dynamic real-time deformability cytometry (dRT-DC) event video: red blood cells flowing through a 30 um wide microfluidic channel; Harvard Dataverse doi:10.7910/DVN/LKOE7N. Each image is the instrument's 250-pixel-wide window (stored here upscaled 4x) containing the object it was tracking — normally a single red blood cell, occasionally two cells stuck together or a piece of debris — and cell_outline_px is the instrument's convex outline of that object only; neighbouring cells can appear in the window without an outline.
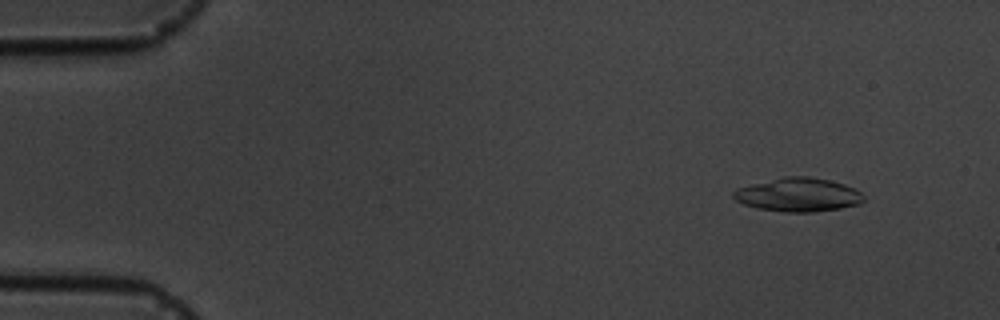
{"species": "common noctule bat (a hibernating species)", "species_latin": "Nyctalus noctula", "temperature_condition": "cold", "stored_images_in_passage": 5, "camera_frame_rate_fps": 3000, "um_per_image_px": 0.085, "animal": {"sex": "male", "body_mass_g": 19.5, "forearm_length_mm": 54.6}, "frame": {"image": 1, "passage_image": 2, "time_ms": 1.0, "image_size_px": [1000, 320], "cell_outline_px": [[864, 200], [860, 204], [840, 208], [812, 212], [784, 212], [756, 208], [744, 204], [736, 200], [732, 196], [732, 192], [736, 188], [784, 176], [808, 176], [828, 180], [844, 184], [856, 188], [864, 196]], "centroid_in_image_um": [67.85, 16.55], "position_along_channel_um": 17.2, "area_um2": 25.61}}
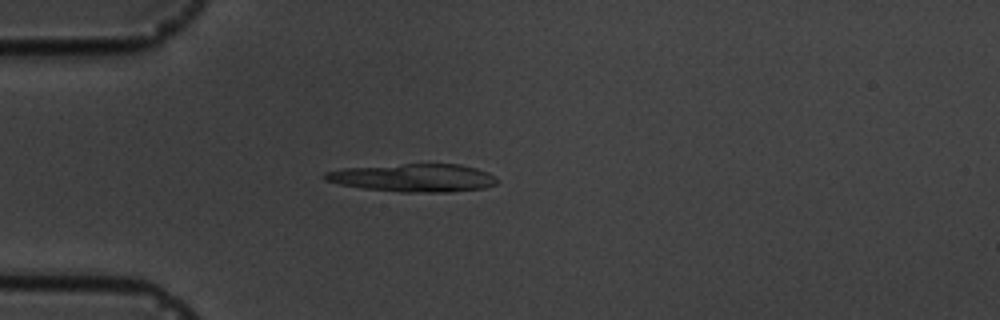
{"frame": {"image": 2, "passage_image": 5, "time_ms": 4.333, "image_size_px": [1000, 320], "cell_outline_px": [[496, 184], [484, 188], [448, 192], [400, 192], [364, 188], [340, 184], [324, 180], [320, 176], [324, 172], [344, 168], [404, 164], [460, 164], [476, 168], [488, 172], [496, 180]], "centroid_in_image_um": [35.1, 15.11], "position_along_channel_um": 49.9, "area_um2": 27.98}}